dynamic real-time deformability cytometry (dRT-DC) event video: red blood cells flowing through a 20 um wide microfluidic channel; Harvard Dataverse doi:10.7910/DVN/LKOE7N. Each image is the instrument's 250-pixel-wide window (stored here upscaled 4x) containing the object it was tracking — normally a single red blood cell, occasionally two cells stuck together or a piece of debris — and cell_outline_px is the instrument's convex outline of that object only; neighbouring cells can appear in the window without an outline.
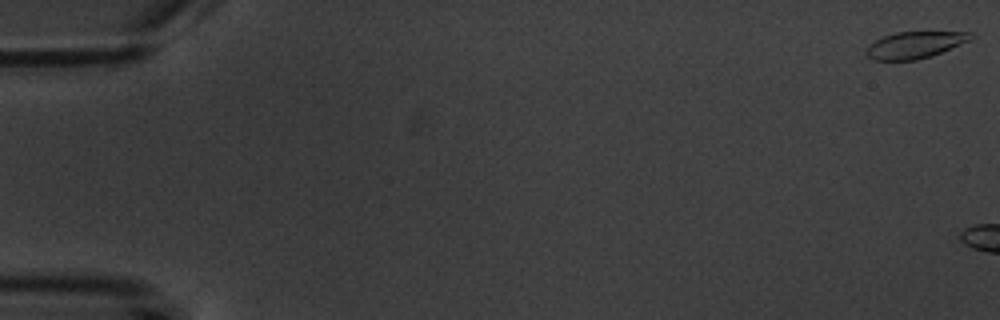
{"species": "common noctule bat (a hibernating species)", "species_latin": "Nyctalus noctula", "temperature_condition": "warm", "stored_images_in_passage": 4, "camera_frame_rate_fps": 3000, "um_per_image_px": 0.085, "animal": {"sex": "male", "body_mass_g": 20.1, "forearm_length_mm": 53.5}, "frame": {"image": 1, "passage_image": 1, "time_ms": 0.0, "image_size_px": [1000, 320], "cell_outline_px": [[976, 32], [968, 40], [940, 52], [916, 60], [872, 60], [864, 52], [868, 44], [884, 36], [896, 32]], "centroid_in_image_um": [77.68, 3.81], "position_along_channel_um": 7.3, "area_um2": 15.95}}